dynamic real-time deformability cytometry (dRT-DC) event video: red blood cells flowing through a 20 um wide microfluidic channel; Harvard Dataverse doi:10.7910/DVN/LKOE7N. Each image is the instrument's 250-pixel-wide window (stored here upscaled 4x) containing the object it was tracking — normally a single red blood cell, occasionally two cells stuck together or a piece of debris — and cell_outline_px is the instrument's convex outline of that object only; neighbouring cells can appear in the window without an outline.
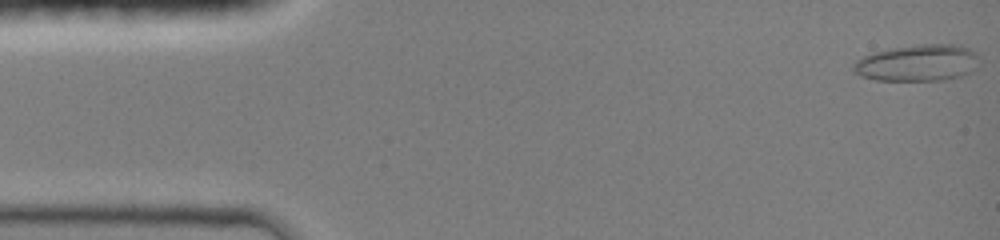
{"species": "common noctule bat (a hibernating species)", "species_latin": "Nyctalus noctula", "temperature_condition": "room temperature", "stored_images_in_passage": 47, "camera_frame_rate_fps": 3000, "um_per_image_px": 0.085, "animal": {"sex": "female", "body_mass_g": 19.0, "forearm_length_mm": 51.5}, "frame": {"image": 1, "passage_image": 1, "time_ms": 0.0, "image_size_px": [1000, 240], "cell_outline_px": [[976, 68], [972, 72], [960, 76], [940, 80], [876, 80], [860, 76], [852, 68], [856, 60], [872, 52], [888, 48], [916, 44], [960, 44], [976, 52]], "centroid_in_image_um": [77.98, 5.33], "position_along_channel_um": 7.0, "area_um2": 26.93}}
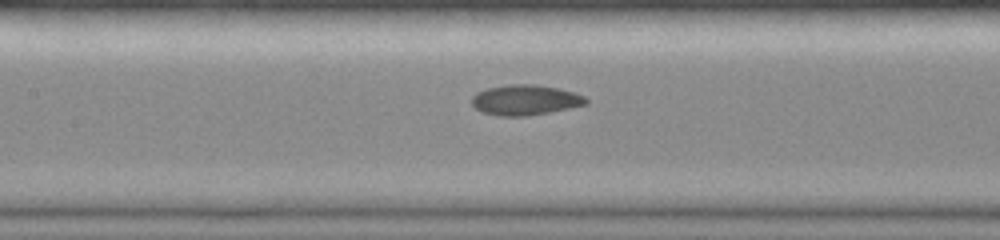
{"frame": {"image": 2, "passage_image": 22, "time_ms": 7.0, "image_size_px": [1000, 240], "cell_outline_px": [[588, 104], [528, 116], [500, 116], [484, 112], [476, 108], [472, 104], [472, 96], [476, 92], [488, 88], [508, 84], [536, 84], [556, 88], [572, 92], [584, 96], [588, 100]], "centroid_in_image_um": [44.63, 8.49], "position_along_channel_um": 162.8, "area_um2": 20.0}}
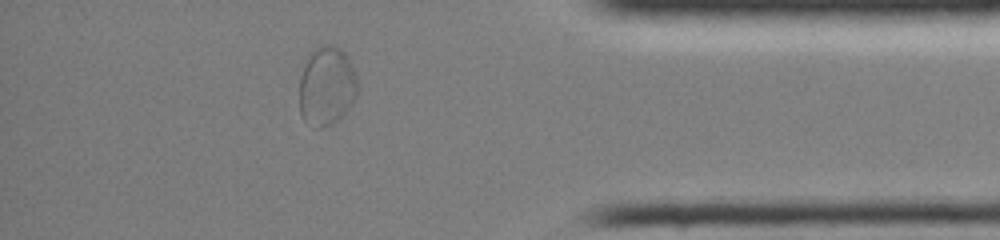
{"frame": {"image": 3, "passage_image": 41, "time_ms": 13.333, "image_size_px": [1000, 240], "cell_outline_px": [[356, 96], [344, 112], [332, 124], [320, 128], [316, 128], [304, 120], [300, 116], [300, 76], [308, 52], [312, 48], [320, 44], [332, 44], [340, 48], [348, 56], [356, 72]], "centroid_in_image_um": [27.73, 7.25], "position_along_channel_um": 407.5, "area_um2": 27.05}, "authors_computed_cell_mechanics": {"area_um2": 20.4612, "velocity_mm_per_s": 4.1194, "shape_relaxation_time_tau1_ms": null, "shape_relaxation_time_tau2_ms": 1.8994, "deformation_change_tau1": null, "deformation_change_tau2": 0.0637}}